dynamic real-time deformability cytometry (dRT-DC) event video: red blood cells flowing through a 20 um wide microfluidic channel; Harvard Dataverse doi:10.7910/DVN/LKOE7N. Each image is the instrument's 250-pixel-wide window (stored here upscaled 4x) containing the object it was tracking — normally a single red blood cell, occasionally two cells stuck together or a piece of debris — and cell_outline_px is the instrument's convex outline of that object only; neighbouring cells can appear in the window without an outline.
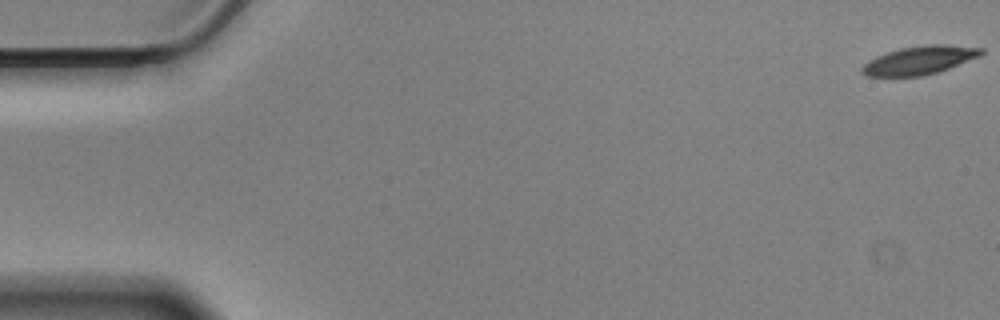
{"species": "Egyptian fruit bat (a non-hibernating species)", "species_latin": "Rousettus aegyptiacus", "temperature_condition": "cold", "stored_images_in_passage": 59, "camera_frame_rate_fps": 3000, "um_per_image_px": 0.085, "animal": {"sex": "male"}, "frame": {"image": 1, "passage_image": 1, "time_ms": 0.0, "image_size_px": [1000, 320], "cell_outline_px": [[984, 52], [980, 56], [948, 68], [924, 76], [864, 76], [860, 72], [860, 68], [868, 60], [876, 56], [900, 48], [924, 44], [948, 44], [984, 48]], "centroid_in_image_um": [78.14, 5.11], "position_along_channel_um": 6.9, "area_um2": 19.83}}
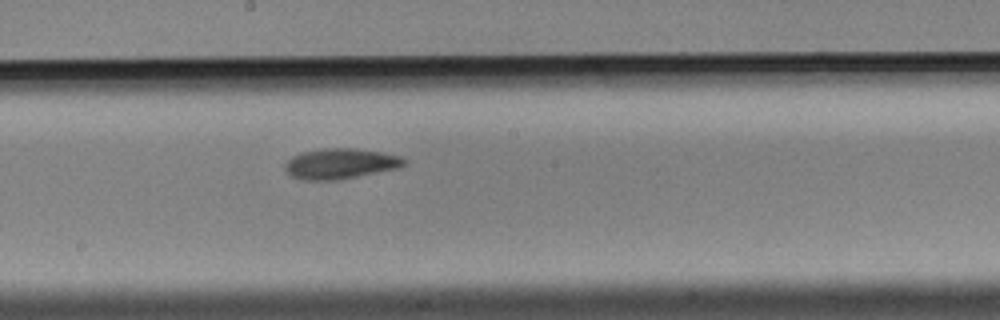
{"frame": {"image": 2, "passage_image": 32, "time_ms": 10.333, "image_size_px": [1000, 320], "cell_outline_px": [[408, 160], [400, 168], [336, 180], [304, 180], [292, 176], [284, 168], [284, 164], [292, 156], [300, 152], [324, 148], [356, 148], [380, 152], [400, 156]], "centroid_in_image_um": [28.93, 13.9], "position_along_channel_um": 219.3, "area_um2": 21.15}}
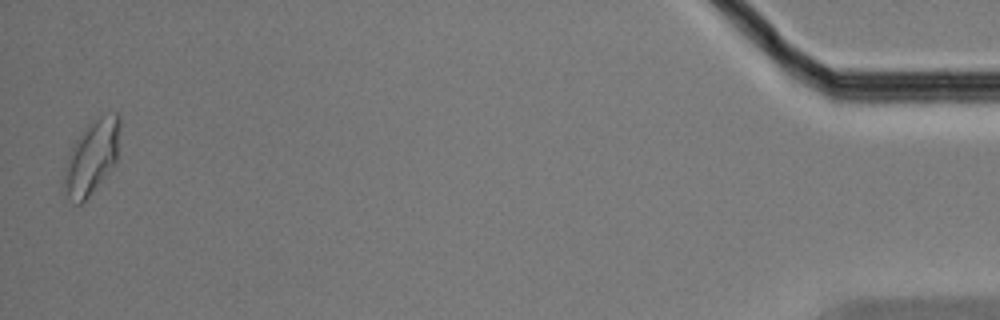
{"frame": {"image": 3, "passage_image": 58, "time_ms": 19.0, "image_size_px": [1000, 320], "cell_outline_px": [[120, 124], [116, 160], [88, 196], [80, 204], [76, 204], [68, 196], [64, 180], [64, 164], [68, 152], [72, 144], [80, 132], [92, 120], [116, 112], [120, 116]], "centroid_in_image_um": [7.77, 13.3], "position_along_channel_um": 427.4, "area_um2": 23.41}, "authors_computed_cell_mechanics": {"area_um2": 20.2878, "velocity_mm_per_s": 3.4461, "shape_relaxation_time_tau1_ms": 5.5026, "shape_relaxation_time_tau2_ms": 3.2736, "deformation_change_tau1": 0.1413, "deformation_change_tau2": 0.0864}}